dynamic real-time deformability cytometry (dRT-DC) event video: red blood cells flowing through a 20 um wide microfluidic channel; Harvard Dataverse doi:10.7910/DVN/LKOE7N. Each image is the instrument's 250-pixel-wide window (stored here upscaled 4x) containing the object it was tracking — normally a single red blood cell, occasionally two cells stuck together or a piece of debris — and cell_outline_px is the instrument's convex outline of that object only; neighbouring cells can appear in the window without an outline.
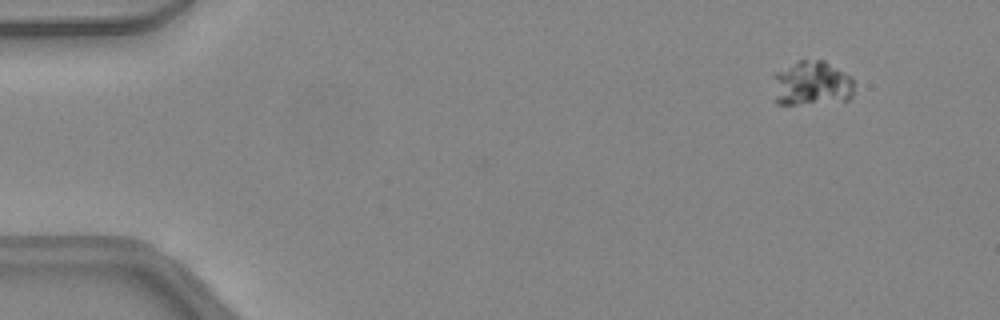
{"species": "common noctule bat (a hibernating species)", "species_latin": "Nyctalus noctula", "temperature_condition": "warm", "stored_images_in_passage": 10, "camera_frame_rate_fps": 3000, "um_per_image_px": 0.085, "animal": {"sex": "female", "body_mass_g": 24.6, "forearm_length_mm": 56.2}, "frame": {"image": 1, "passage_image": 1, "time_ms": 0.0, "image_size_px": [1000, 320], "cell_outline_px": [[852, 96], [848, 100], [792, 104], [776, 104], [772, 100], [776, 72], [800, 60], [824, 60], [852, 76]], "centroid_in_image_um": [68.98, 7.09], "position_along_channel_um": 16.0, "area_um2": 20.98}}